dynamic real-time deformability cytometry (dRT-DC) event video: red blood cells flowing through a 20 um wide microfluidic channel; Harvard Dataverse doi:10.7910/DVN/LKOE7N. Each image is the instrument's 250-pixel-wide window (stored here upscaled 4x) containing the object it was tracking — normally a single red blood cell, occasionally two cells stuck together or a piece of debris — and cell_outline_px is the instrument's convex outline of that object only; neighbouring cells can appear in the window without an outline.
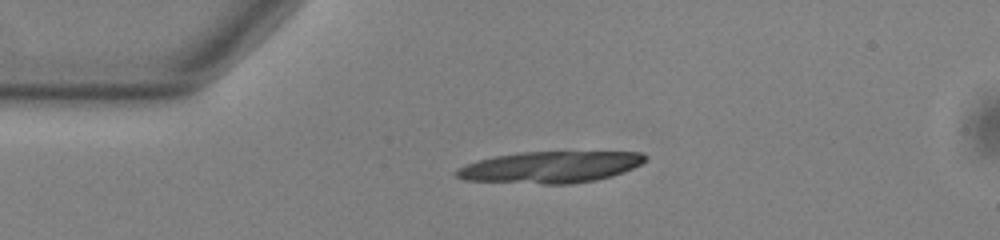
{"species": "common noctule bat (a hibernating species)", "species_latin": "Nyctalus noctula", "temperature_condition": "warm", "stored_images_in_passage": 21, "camera_frame_rate_fps": 3000, "um_per_image_px": 0.085, "animal": {"sex": "male", "body_mass_g": 13.0, "forearm_length_mm": 53.1}, "frame": {"image": 1, "passage_image": 1, "time_ms": 0.0, "image_size_px": [1000, 240], "cell_outline_px": [[648, 156], [640, 164], [624, 172], [612, 176], [596, 180], [568, 184], [544, 184], [464, 180], [456, 176], [456, 168], [476, 160], [496, 156], [520, 152], [644, 152]], "centroid_in_image_um": [46.77, 14.2], "position_along_channel_um": 38.2, "area_um2": 34.68}}